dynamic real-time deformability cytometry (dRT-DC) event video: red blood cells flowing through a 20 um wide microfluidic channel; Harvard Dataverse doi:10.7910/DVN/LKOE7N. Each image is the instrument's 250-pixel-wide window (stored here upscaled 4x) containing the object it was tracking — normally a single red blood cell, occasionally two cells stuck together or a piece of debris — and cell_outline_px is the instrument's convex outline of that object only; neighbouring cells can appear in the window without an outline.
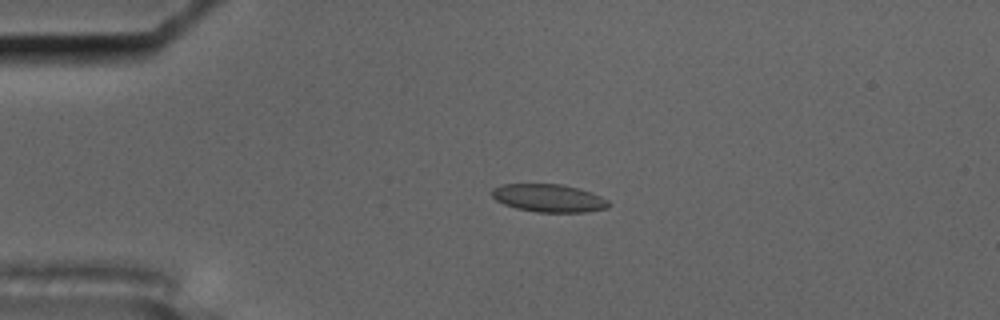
{"species": "common noctule bat (a hibernating species)", "species_latin": "Nyctalus noctula", "temperature_condition": "cold", "stored_images_in_passage": 48, "camera_frame_rate_fps": 3000, "um_per_image_px": 0.085, "animal": {"sex": "male", "body_mass_g": 17.5, "forearm_length_mm": 52.3}, "frame": {"image": 1, "passage_image": 4, "time_ms": 1.0, "image_size_px": [1000, 320], "cell_outline_px": [[608, 208], [584, 212], [536, 212], [516, 208], [504, 204], [496, 200], [492, 196], [492, 188], [500, 184], [560, 184], [592, 192], [608, 200]], "centroid_in_image_um": [46.62, 16.83], "position_along_channel_um": 38.4, "area_um2": 18.9}}
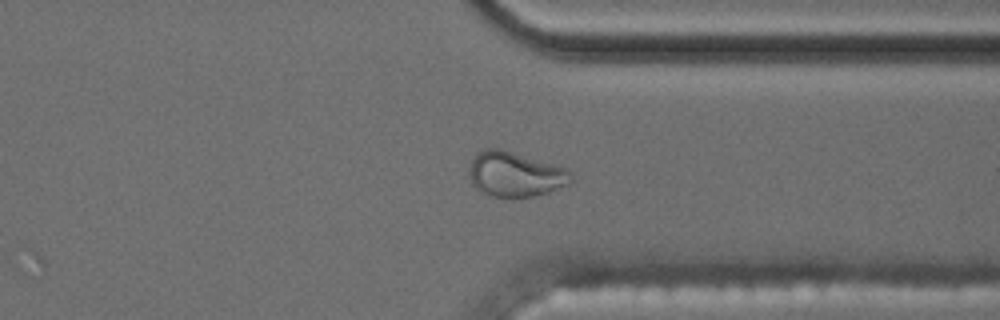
{"frame": {"image": 2, "passage_image": 35, "time_ms": 11.333, "image_size_px": [1000, 320], "cell_outline_px": [[572, 180], [568, 184], [548, 192], [532, 196], [488, 196], [480, 192], [472, 184], [468, 172], [472, 160], [476, 152], [484, 148], [500, 148], [568, 168], [572, 176]], "centroid_in_image_um": [43.76, 14.79], "position_along_channel_um": 367.6, "area_um2": 26.7}}
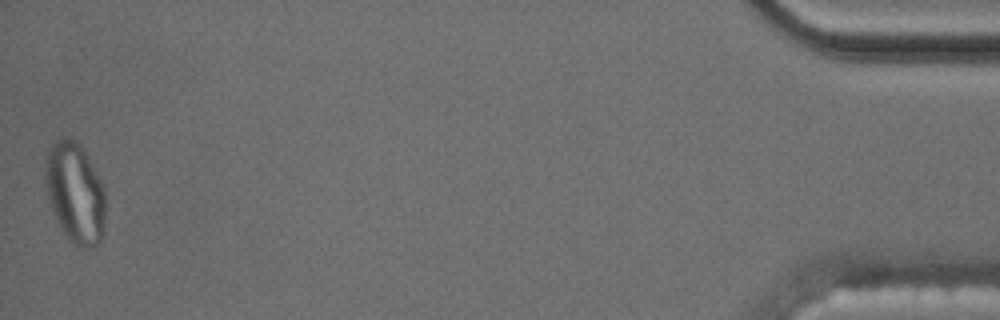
{"frame": {"image": 3, "passage_image": 48, "time_ms": 15.667, "image_size_px": [1000, 320], "cell_outline_px": [[104, 232], [100, 244], [92, 248], [80, 248], [68, 240], [60, 228], [52, 208], [48, 196], [44, 176], [48, 152], [56, 140], [64, 136], [68, 136], [80, 144], [104, 184]], "centroid_in_image_um": [6.41, 16.42], "position_along_channel_um": 428.8, "area_um2": 35.43}}